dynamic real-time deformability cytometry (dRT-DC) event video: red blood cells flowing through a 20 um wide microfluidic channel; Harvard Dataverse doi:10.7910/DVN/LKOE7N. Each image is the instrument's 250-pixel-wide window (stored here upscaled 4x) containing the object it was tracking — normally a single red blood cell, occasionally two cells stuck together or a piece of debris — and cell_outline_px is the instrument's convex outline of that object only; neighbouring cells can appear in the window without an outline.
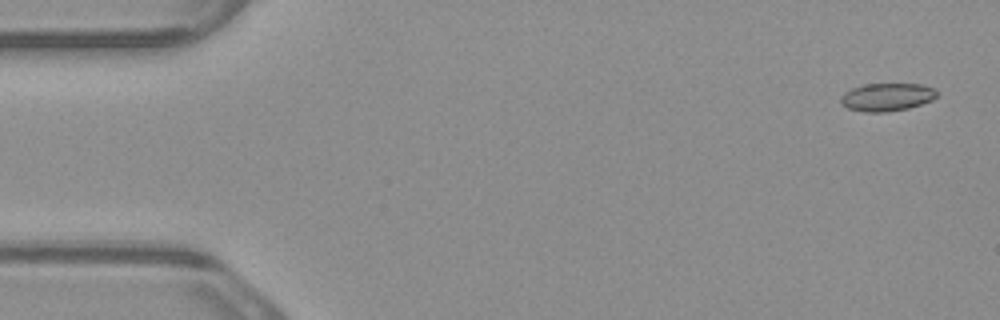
{"species": "common noctule bat (a hibernating species)", "species_latin": "Nyctalus noctula", "temperature_condition": "warm", "stored_images_in_passage": 8, "camera_frame_rate_fps": 3000, "um_per_image_px": 0.085, "animal": {"sex": "male", "body_mass_g": 23.1, "forearm_length_mm": 52.7}, "frame": {"image": 1, "passage_image": 1, "time_ms": 0.0, "image_size_px": [1000, 320], "cell_outline_px": [[936, 96], [932, 100], [908, 108], [888, 112], [864, 112], [848, 108], [840, 104], [840, 96], [844, 92], [852, 88], [864, 84], [920, 84], [936, 88]], "centroid_in_image_um": [75.35, 8.25], "position_along_channel_um": 9.6, "area_um2": 15.72}}
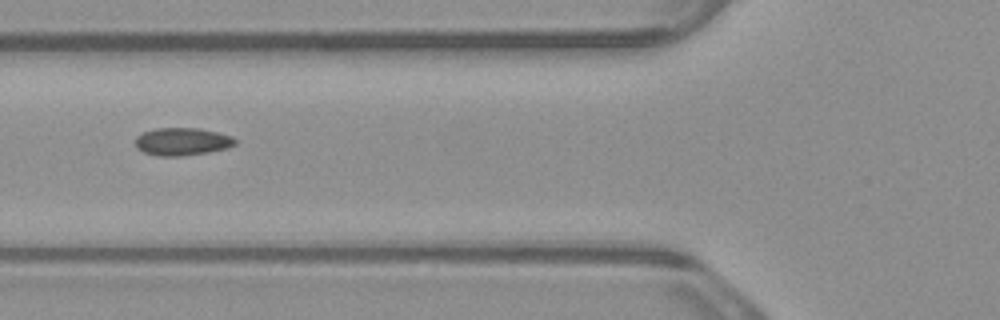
{"frame": {"image": 2, "passage_image": 5, "time_ms": 1.333, "image_size_px": [1000, 320], "cell_outline_px": [[236, 144], [228, 148], [208, 152], [180, 156], [156, 156], [144, 152], [136, 148], [136, 136], [144, 132], [156, 128], [200, 128], [232, 136], [236, 140]], "centroid_in_image_um": [15.48, 12.03], "position_along_channel_um": 110.3, "area_um2": 16.13}}
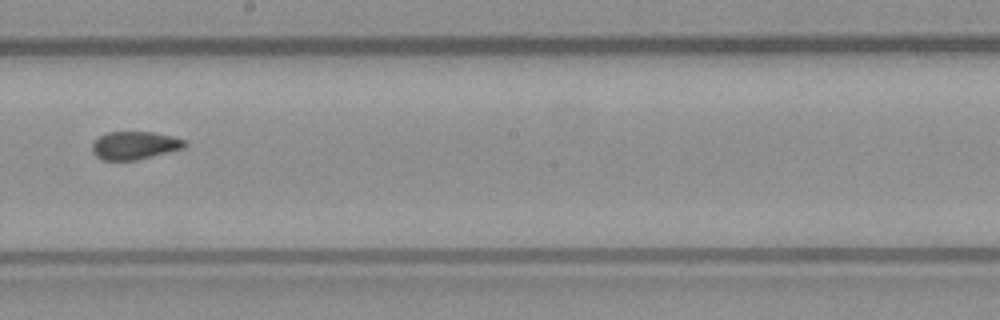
{"frame": {"image": 3, "passage_image": 8, "time_ms": 2.333, "image_size_px": [1000, 320], "cell_outline_px": [[188, 144], [184, 148], [136, 160], [100, 160], [92, 152], [92, 144], [100, 136], [108, 132], [152, 132], [172, 136], [184, 140]], "centroid_in_image_um": [11.43, 12.36], "position_along_channel_um": 236.8, "area_um2": 15.03}}